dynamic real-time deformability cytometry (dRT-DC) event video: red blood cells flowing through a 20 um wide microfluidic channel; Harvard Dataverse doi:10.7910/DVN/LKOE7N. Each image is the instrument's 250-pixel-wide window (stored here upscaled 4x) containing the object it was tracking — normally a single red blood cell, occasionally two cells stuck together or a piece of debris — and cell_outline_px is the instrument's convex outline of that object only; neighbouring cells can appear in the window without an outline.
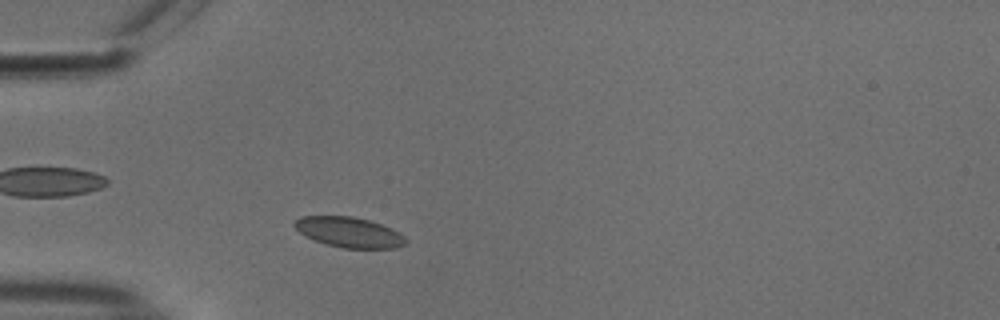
{"species": "common noctule bat (a hibernating species)", "species_latin": "Nyctalus noctula", "temperature_condition": "cold", "stored_images_in_passage": 44, "camera_frame_rate_fps": 3000, "um_per_image_px": 0.085, "animal": {"sex": "male", "body_mass_g": 18.8}, "frame": {"image": 1, "passage_image": 6, "time_ms": 1.667, "image_size_px": [1000, 320], "cell_outline_px": [[408, 240], [404, 244], [396, 248], [344, 248], [328, 244], [316, 240], [300, 232], [292, 224], [300, 216], [352, 216], [368, 220], [380, 224], [404, 236]], "centroid_in_image_um": [29.66, 19.73], "position_along_channel_um": 55.3, "area_um2": 19.19}}
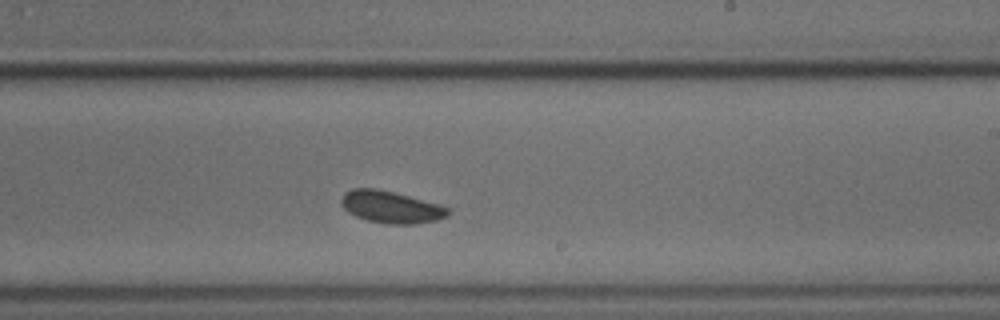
{"frame": {"image": 2, "passage_image": 23, "time_ms": 7.333, "image_size_px": [1000, 320], "cell_outline_px": [[448, 216], [436, 220], [412, 224], [388, 224], [368, 220], [356, 216], [348, 212], [340, 204], [340, 200], [344, 192], [352, 188], [376, 188], [408, 196], [436, 204], [448, 208]], "centroid_in_image_um": [33.16, 17.59], "position_along_channel_um": 255.8, "area_um2": 19.65}}
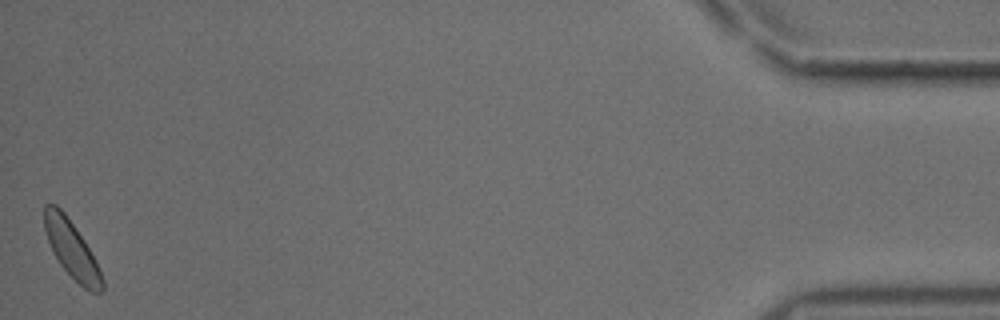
{"frame": {"image": 3, "passage_image": 44, "time_ms": 14.333, "image_size_px": [1000, 320], "cell_outline_px": [[104, 292], [92, 292], [84, 288], [60, 264], [52, 252], [44, 228], [44, 204], [56, 204], [64, 212], [84, 240], [96, 260], [104, 280]], "centroid_in_image_um": [6.1, 21.2], "position_along_channel_um": 429.1, "area_um2": 19.07}, "authors_computed_cell_mechanics": {"area_um2": 19.4786, "velocity_mm_per_s": 3.7086, "shape_relaxation_time_tau1_ms": null, "shape_relaxation_time_tau2_ms": 2.675, "deformation_change_tau1": null, "deformation_change_tau2": 0.0463}}